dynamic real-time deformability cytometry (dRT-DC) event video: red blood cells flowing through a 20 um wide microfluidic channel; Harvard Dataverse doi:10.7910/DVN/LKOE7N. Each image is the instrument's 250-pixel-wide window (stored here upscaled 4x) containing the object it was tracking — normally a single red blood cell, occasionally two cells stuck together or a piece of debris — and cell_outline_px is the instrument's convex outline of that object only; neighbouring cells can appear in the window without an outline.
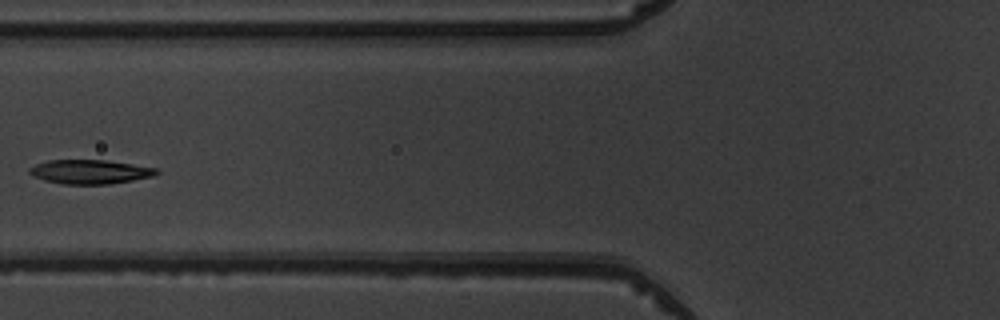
{"species": "common noctule bat (a hibernating species)", "species_latin": "Nyctalus noctula", "temperature_condition": "warm", "stored_images_in_passage": 5, "camera_frame_rate_fps": 3000, "um_per_image_px": 0.085, "animal": {"sex": "male", "body_mass_g": 19.5, "forearm_length_mm": 54.6}, "frame": {"image": 1, "passage_image": 5, "time_ms": 4.667, "image_size_px": [1000, 320], "cell_outline_px": [[160, 172], [152, 176], [132, 180], [108, 184], [64, 184], [44, 180], [32, 176], [28, 172], [28, 168], [36, 164], [48, 160], [108, 160], [156, 168]], "centroid_in_image_um": [7.61, 14.59], "position_along_channel_um": 118.2, "area_um2": 17.8}}